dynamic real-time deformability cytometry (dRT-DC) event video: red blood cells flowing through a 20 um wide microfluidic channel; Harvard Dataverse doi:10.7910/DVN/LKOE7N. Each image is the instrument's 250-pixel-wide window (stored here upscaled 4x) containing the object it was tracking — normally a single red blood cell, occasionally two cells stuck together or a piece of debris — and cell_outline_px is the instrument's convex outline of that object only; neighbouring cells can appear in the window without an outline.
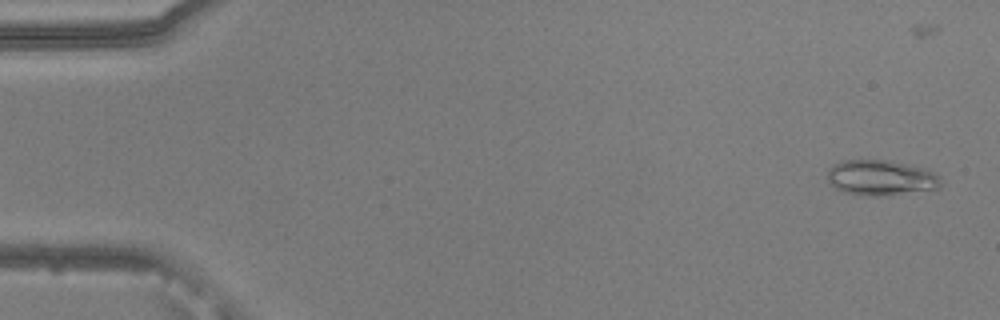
{"species": "common noctule bat (a hibernating species)", "species_latin": "Nyctalus noctula", "temperature_condition": "warm", "stored_images_in_passage": 55, "camera_frame_rate_fps": 3000, "um_per_image_px": 0.085, "animal": {"sex": "male", "body_mass_g": 20.5, "forearm_length_mm": 52.5}, "frame": {"image": 1, "passage_image": 4, "time_ms": 1.0, "image_size_px": [1000, 320], "cell_outline_px": [[940, 184], [936, 188], [876, 196], [860, 196], [844, 192], [828, 184], [828, 168], [832, 164], [844, 160], [884, 160], [924, 168], [940, 176]], "centroid_in_image_um": [74.78, 15.1], "position_along_channel_um": 10.2, "area_um2": 23.06}}
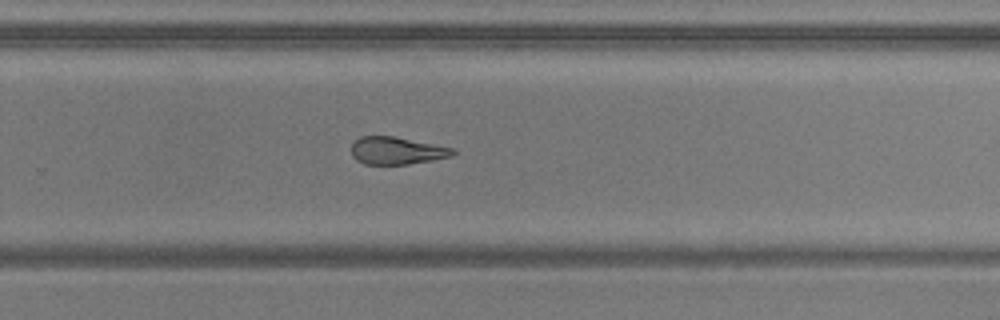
{"frame": {"image": 2, "passage_image": 37, "time_ms": 12.0, "image_size_px": [1000, 320], "cell_outline_px": [[456, 152], [452, 156], [432, 160], [408, 164], [364, 164], [356, 160], [352, 156], [352, 144], [360, 136], [392, 136], [456, 148]], "centroid_in_image_um": [33.74, 12.81], "position_along_channel_um": 296.1, "area_um2": 16.24}}
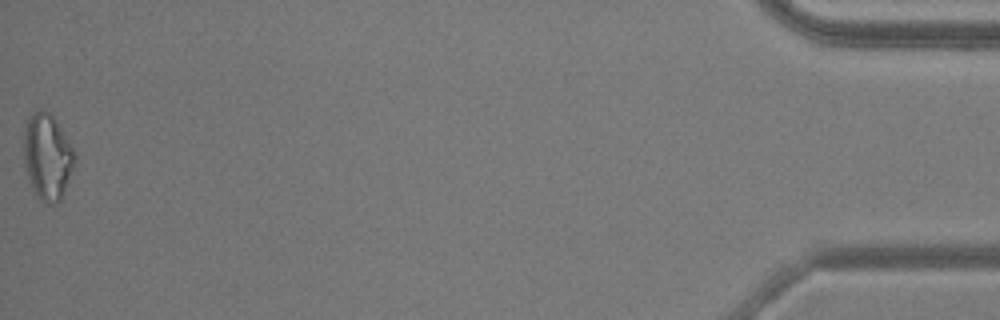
{"frame": {"image": 3, "passage_image": 55, "time_ms": 18.0, "image_size_px": [1000, 320], "cell_outline_px": [[76, 160], [60, 200], [48, 204], [44, 204], [36, 196], [28, 180], [24, 160], [24, 132], [28, 120], [32, 112], [40, 108], [44, 108], [56, 120], [72, 148], [76, 156]], "centroid_in_image_um": [4.01, 13.31], "position_along_channel_um": 431.2, "area_um2": 25.32}, "authors_computed_cell_mechanics": {"area_um2": 18.6694, "velocity_mm_per_s": 3.8338, "shape_relaxation_time_tau1_ms": 11.3514, "shape_relaxation_time_tau2_ms": 3.0985, "deformation_change_tau1": 0.2642, "deformation_change_tau2": 0.1215}}